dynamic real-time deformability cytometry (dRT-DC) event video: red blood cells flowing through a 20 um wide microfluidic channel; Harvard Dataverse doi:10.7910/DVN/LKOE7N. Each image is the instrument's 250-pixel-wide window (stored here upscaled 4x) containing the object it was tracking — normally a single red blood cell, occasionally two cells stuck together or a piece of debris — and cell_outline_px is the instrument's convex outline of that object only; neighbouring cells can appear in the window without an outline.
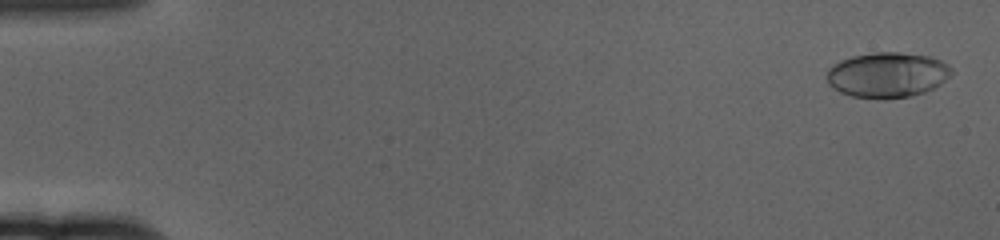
{"species": "human", "species_latin": "Homo sapiens", "temperature_condition": "cold", "stored_images_in_passage": 61, "camera_frame_rate_fps": 3000, "um_per_image_px": 0.085, "donor": {"sex": "female"}, "frame": {"image": 1, "passage_image": 2, "time_ms": 0.333, "image_size_px": [1000, 240], "cell_outline_px": [[952, 72], [940, 84], [924, 92], [912, 96], [876, 100], [852, 96], [840, 92], [832, 88], [828, 84], [824, 76], [828, 68], [840, 60], [852, 56], [872, 52], [900, 52], [928, 56], [940, 60], [948, 64], [952, 68]], "centroid_in_image_um": [75.36, 6.37], "position_along_channel_um": 9.6, "area_um2": 33.29}}
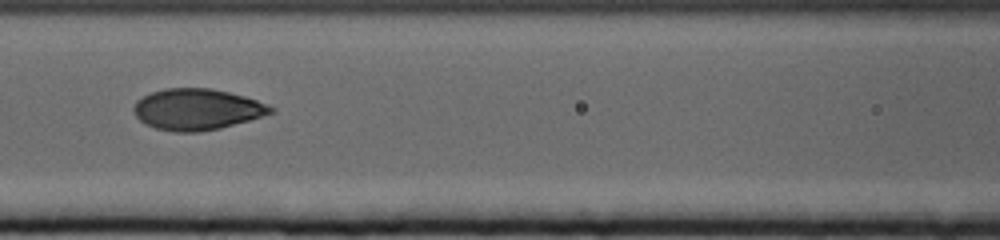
{"frame": {"image": 2, "passage_image": 28, "time_ms": 9.0, "image_size_px": [1000, 240], "cell_outline_px": [[276, 112], [220, 128], [200, 132], [172, 132], [156, 128], [140, 120], [136, 116], [132, 108], [136, 100], [152, 92], [164, 88], [208, 88], [228, 92], [244, 96], [268, 104], [276, 108]], "centroid_in_image_um": [16.75, 9.29], "position_along_channel_um": 149.9, "area_um2": 32.83}}
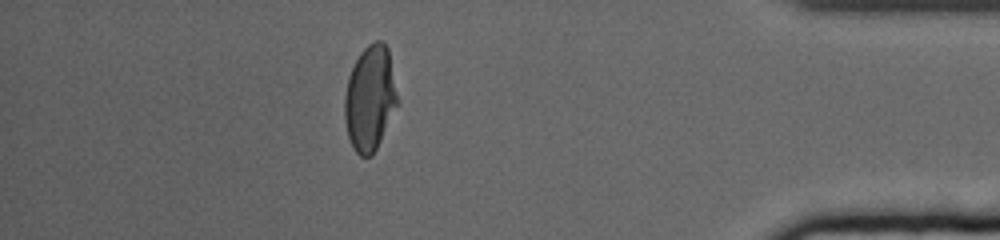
{"frame": {"image": 3, "passage_image": 54, "time_ms": 17.667, "image_size_px": [1000, 240], "cell_outline_px": [[400, 104], [372, 156], [360, 156], [356, 152], [348, 136], [344, 120], [344, 96], [348, 76], [360, 52], [368, 44], [376, 40], [380, 40], [388, 48], [400, 100]], "centroid_in_image_um": [31.48, 8.35], "position_along_channel_um": 403.7, "area_um2": 32.95}, "authors_computed_cell_mechanics": {"area_um2": 32.5414, "velocity_mm_per_s": 3.3735, "shape_relaxation_time_tau1_ms": 4.3176, "shape_relaxation_time_tau2_ms": null, "deformation_change_tau1": 0.1904, "deformation_change_tau2": null}}